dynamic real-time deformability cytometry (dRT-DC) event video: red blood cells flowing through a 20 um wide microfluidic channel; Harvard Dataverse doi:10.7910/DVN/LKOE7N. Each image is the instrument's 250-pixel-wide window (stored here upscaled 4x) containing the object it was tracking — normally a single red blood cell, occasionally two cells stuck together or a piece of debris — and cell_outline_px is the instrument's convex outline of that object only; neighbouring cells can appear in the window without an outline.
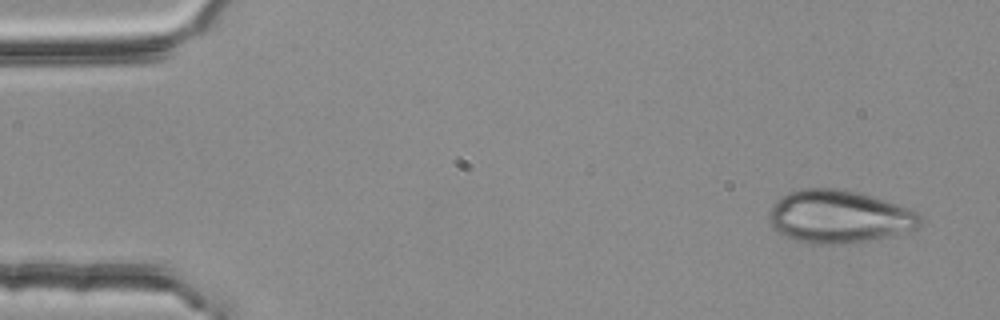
{"species": "common noctule bat (a hibernating species)", "species_latin": "Nyctalus noctula", "temperature_condition": "room temperature", "stored_images_in_passage": 4, "camera_frame_rate_fps": 3000, "um_per_image_px": 0.085, "animal": {"sex": "female", "body_mass_g": 25.1}, "frame": {"image": 1, "passage_image": 1, "time_ms": 0.0, "image_size_px": [1000, 320], "cell_outline_px": [[924, 220], [916, 228], [888, 236], [864, 240], [832, 244], [812, 244], [796, 240], [784, 236], [776, 232], [768, 224], [768, 212], [776, 200], [780, 196], [788, 192], [804, 188], [836, 188], [856, 192], [884, 200], [916, 212]], "centroid_in_image_um": [71.21, 18.41], "position_along_channel_um": 13.8, "area_um2": 46.18}}